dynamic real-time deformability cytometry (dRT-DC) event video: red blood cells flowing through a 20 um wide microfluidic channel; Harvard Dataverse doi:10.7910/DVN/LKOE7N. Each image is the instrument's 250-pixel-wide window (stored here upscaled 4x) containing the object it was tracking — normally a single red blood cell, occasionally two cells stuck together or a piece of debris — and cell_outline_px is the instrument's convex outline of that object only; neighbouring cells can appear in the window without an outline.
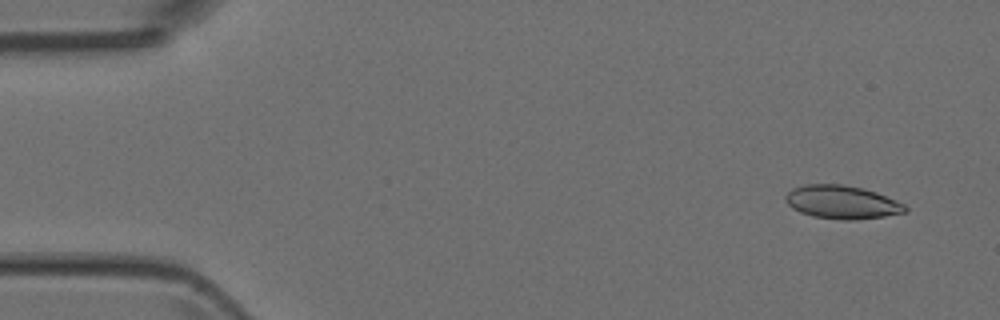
{"species": "Egyptian fruit bat (a non-hibernating species)", "species_latin": "Rousettus aegyptiacus", "temperature_condition": "room temperature", "stored_images_in_passage": 5, "camera_frame_rate_fps": 3000, "um_per_image_px": 0.085, "animal": {"sex": "female"}, "frame": {"image": 1, "passage_image": 1, "time_ms": 0.0, "image_size_px": [1000, 320], "cell_outline_px": [[908, 212], [884, 216], [852, 220], [844, 220], [812, 216], [800, 212], [792, 208], [784, 200], [784, 196], [792, 188], [804, 184], [840, 184], [860, 188], [876, 192], [896, 200], [904, 204], [908, 208]], "centroid_in_image_um": [71.55, 17.18], "position_along_channel_um": 13.5, "area_um2": 23.24}}
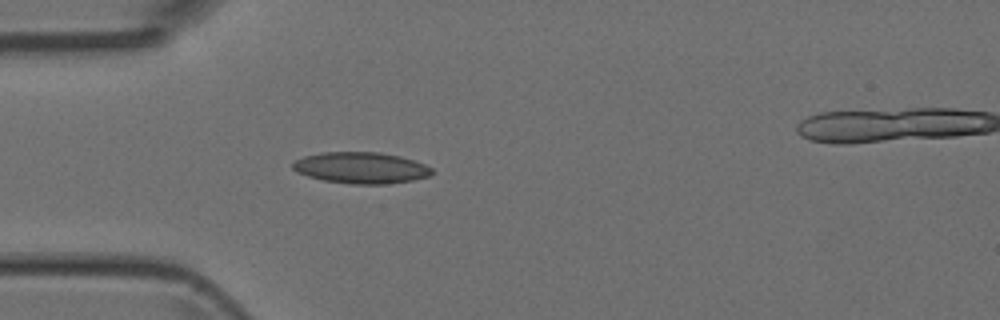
{"frame": {"image": 2, "passage_image": 4, "time_ms": 3.667, "image_size_px": [1000, 320], "cell_outline_px": [[432, 172], [428, 176], [412, 180], [388, 184], [352, 184], [324, 180], [308, 176], [296, 172], [292, 168], [292, 164], [296, 160], [304, 156], [320, 152], [380, 152], [400, 156], [424, 164], [432, 168]], "centroid_in_image_um": [30.66, 14.26], "position_along_channel_um": 54.3, "area_um2": 25.32}}